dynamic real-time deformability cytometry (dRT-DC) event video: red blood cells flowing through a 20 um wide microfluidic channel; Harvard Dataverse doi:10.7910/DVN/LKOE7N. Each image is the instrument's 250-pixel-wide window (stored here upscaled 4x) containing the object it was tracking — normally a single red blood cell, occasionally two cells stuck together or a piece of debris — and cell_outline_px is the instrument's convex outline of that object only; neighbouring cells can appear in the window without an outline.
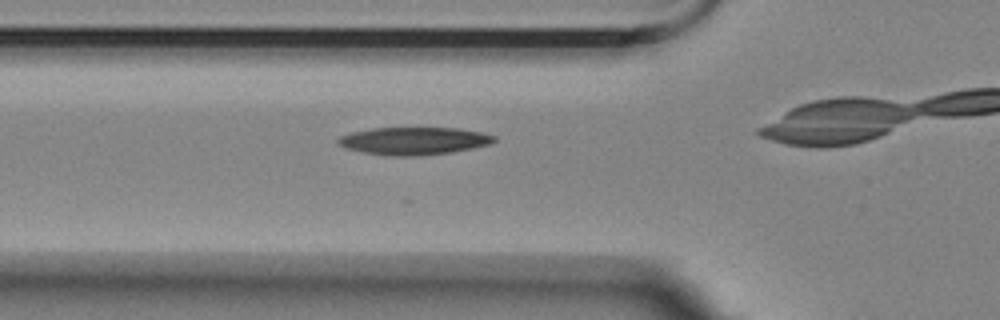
{"species": "Egyptian fruit bat (a non-hibernating species)", "species_latin": "Rousettus aegyptiacus", "temperature_condition": "room temperature", "stored_images_in_passage": 4, "camera_frame_rate_fps": 3000, "um_per_image_px": 0.085, "animal": {"sex": "female"}, "frame": {"image": 1, "passage_image": 4, "time_ms": 1.0, "image_size_px": [1000, 320], "cell_outline_px": [[496, 140], [488, 144], [472, 148], [452, 152], [416, 156], [392, 156], [364, 152], [348, 148], [336, 144], [336, 140], [340, 136], [348, 132], [372, 128], [456, 128], [480, 132], [496, 136]], "centroid_in_image_um": [35.13, 11.97], "position_along_channel_um": 90.7, "area_um2": 25.03}}